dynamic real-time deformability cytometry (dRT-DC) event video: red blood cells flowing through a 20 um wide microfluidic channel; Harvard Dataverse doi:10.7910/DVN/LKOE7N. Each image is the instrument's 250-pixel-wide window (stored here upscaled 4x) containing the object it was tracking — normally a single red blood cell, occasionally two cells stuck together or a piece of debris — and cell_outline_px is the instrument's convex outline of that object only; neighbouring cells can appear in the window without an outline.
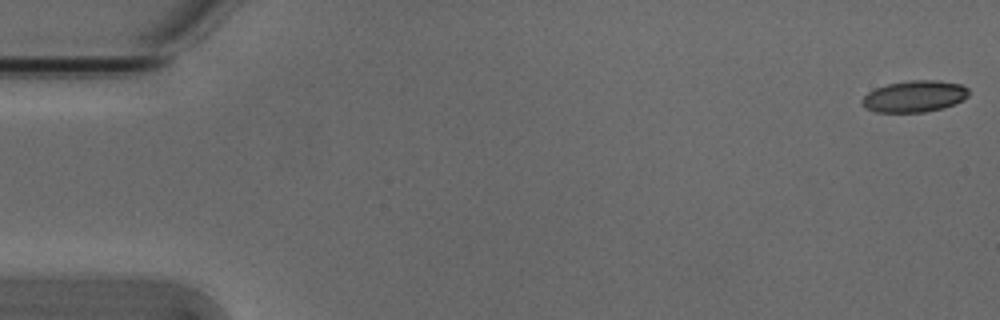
{"species": "Egyptian fruit bat (a non-hibernating species)", "species_latin": "Rousettus aegyptiacus", "temperature_condition": "cold", "stored_images_in_passage": 4, "camera_frame_rate_fps": 3000, "um_per_image_px": 0.085, "animal": {"sex": "male"}, "frame": {"image": 1, "passage_image": 1, "time_ms": 0.0, "image_size_px": [1000, 320], "cell_outline_px": [[968, 96], [964, 100], [944, 108], [924, 112], [876, 112], [864, 108], [860, 100], [868, 92], [876, 88], [888, 84], [912, 80], [940, 80], [960, 84], [968, 88]], "centroid_in_image_um": [77.73, 8.19], "position_along_channel_um": 7.3, "area_um2": 19.71}}
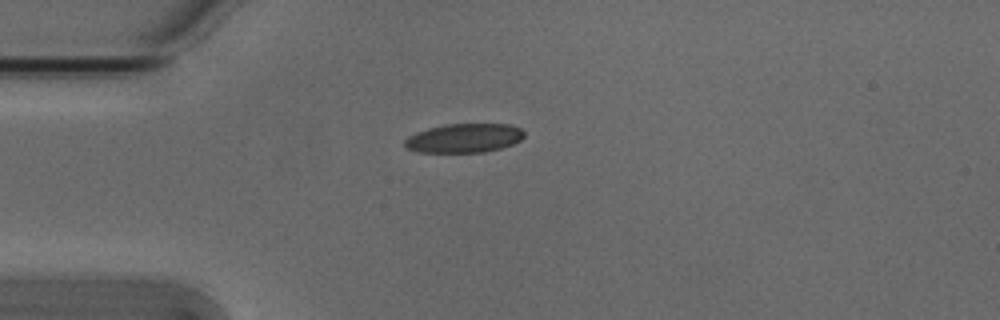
{"frame": {"image": 2, "passage_image": 4, "time_ms": 1.0, "image_size_px": [1000, 320], "cell_outline_px": [[524, 136], [520, 140], [512, 144], [500, 148], [484, 152], [420, 152], [408, 148], [404, 144], [404, 140], [408, 136], [416, 132], [428, 128], [448, 124], [512, 124], [520, 128], [524, 132]], "centroid_in_image_um": [39.46, 11.73], "position_along_channel_um": 45.5, "area_um2": 20.11}}